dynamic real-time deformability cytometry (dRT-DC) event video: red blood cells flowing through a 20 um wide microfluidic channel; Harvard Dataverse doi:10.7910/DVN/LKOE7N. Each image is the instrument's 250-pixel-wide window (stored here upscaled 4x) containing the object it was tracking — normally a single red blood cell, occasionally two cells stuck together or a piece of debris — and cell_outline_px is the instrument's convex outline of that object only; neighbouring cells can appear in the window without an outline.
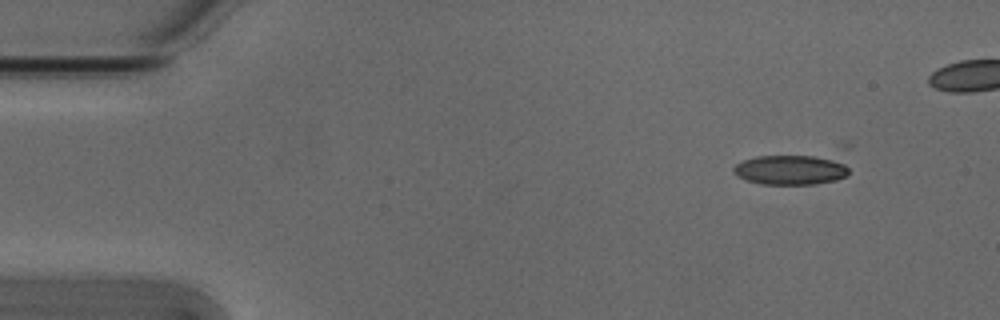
{"species": "Egyptian fruit bat (a non-hibernating species)", "species_latin": "Rousettus aegyptiacus", "temperature_condition": "cold", "stored_images_in_passage": 6, "camera_frame_rate_fps": 3000, "um_per_image_px": 0.085, "animal": {"sex": "male"}, "frame": {"image": 1, "passage_image": 1, "time_ms": 0.0, "image_size_px": [1000, 320], "cell_outline_px": [[848, 176], [836, 180], [816, 184], [760, 184], [736, 176], [732, 172], [732, 168], [736, 164], [744, 160], [756, 156], [840, 156], [848, 168]], "centroid_in_image_um": [67.28, 14.42], "position_along_channel_um": 17.7, "area_um2": 20.52}}
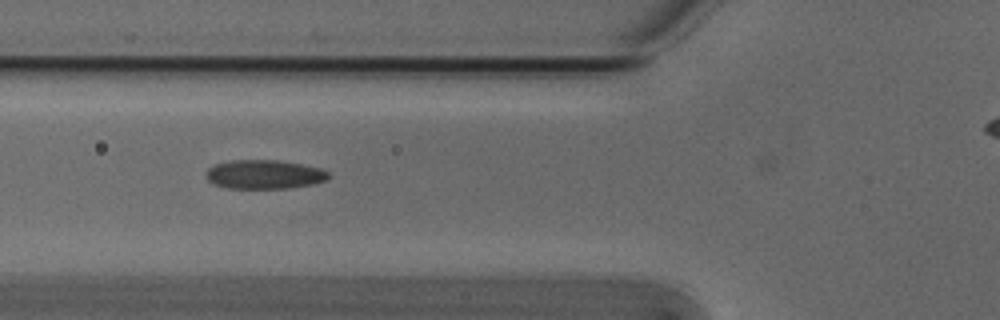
{"frame": {"image": 2, "passage_image": 5, "time_ms": 1.333, "image_size_px": [1000, 320], "cell_outline_px": [[328, 176], [324, 180], [312, 184], [288, 188], [228, 188], [212, 184], [204, 176], [208, 168], [216, 164], [232, 160], [276, 160], [300, 164], [320, 168], [328, 172]], "centroid_in_image_um": [22.4, 14.82], "position_along_channel_um": 103.4, "area_um2": 20.52}}